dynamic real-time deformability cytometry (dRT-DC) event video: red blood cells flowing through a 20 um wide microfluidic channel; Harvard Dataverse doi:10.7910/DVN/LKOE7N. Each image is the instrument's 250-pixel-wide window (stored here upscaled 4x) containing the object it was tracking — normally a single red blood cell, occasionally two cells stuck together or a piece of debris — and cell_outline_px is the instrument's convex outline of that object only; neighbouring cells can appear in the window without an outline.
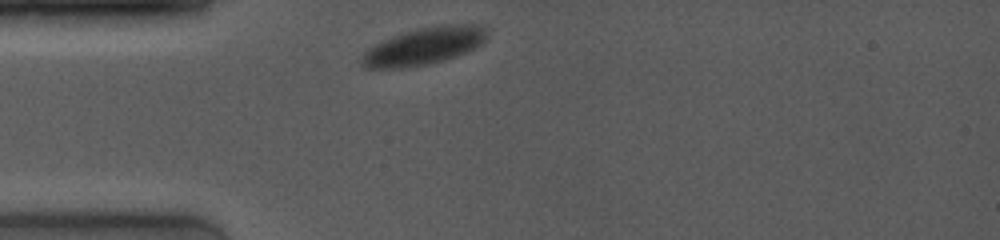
{"species": "common noctule bat (a hibernating species)", "species_latin": "Nyctalus noctula", "temperature_condition": "room temperature", "stored_images_in_passage": 5, "camera_frame_rate_fps": 4000, "um_per_image_px": 0.085, "animal": {"sex": "female", "body_mass_g": 19.0, "forearm_length_mm": 53.3}, "frame": {"image": 1, "passage_image": 1, "time_ms": 0.0, "image_size_px": [1000, 240], "cell_outline_px": [[488, 40], [476, 48], [428, 64], [408, 68], [364, 68], [360, 64], [360, 60], [364, 52], [376, 44], [392, 36], [404, 32], [420, 28], [464, 24], [476, 24], [484, 28], [488, 32]], "centroid_in_image_um": [36.03, 3.93], "position_along_channel_um": 49.0, "area_um2": 26.76}}
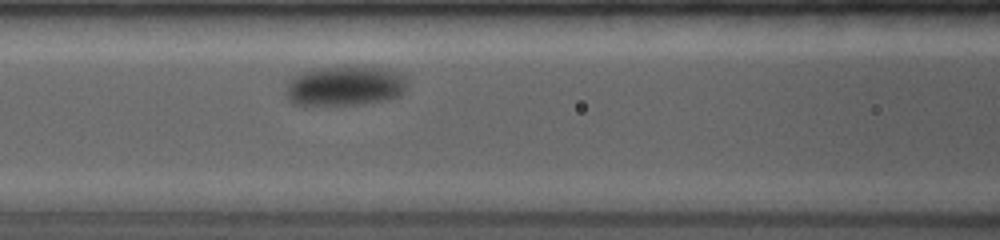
{"frame": {"image": 2, "passage_image": 5, "time_ms": 3.0, "image_size_px": [1000, 240], "cell_outline_px": [[404, 92], [400, 96], [388, 100], [364, 104], [292, 104], [288, 100], [288, 80], [292, 76], [300, 72], [312, 68], [348, 64], [364, 64], [388, 68], [404, 76]], "centroid_in_image_um": [29.34, 7.24], "position_along_channel_um": 137.3, "area_um2": 29.02}}